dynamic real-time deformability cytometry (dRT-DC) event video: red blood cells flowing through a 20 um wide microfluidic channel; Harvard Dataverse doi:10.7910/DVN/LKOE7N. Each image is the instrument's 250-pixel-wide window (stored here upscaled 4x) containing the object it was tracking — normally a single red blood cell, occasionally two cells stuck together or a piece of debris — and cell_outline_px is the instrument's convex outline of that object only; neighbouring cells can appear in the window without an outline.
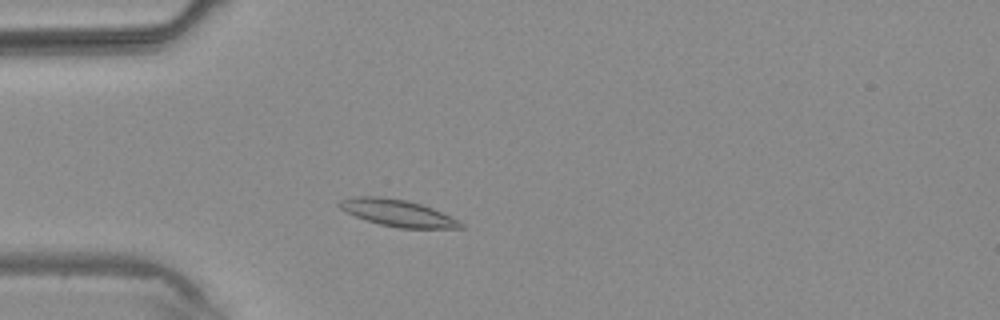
{"species": "common noctule bat (a hibernating species)", "species_latin": "Nyctalus noctula", "temperature_condition": "warm", "stored_images_in_passage": 1, "camera_frame_rate_fps": 3000, "um_per_image_px": 0.085, "animal": {"sex": "male", "body_mass_g": 20.4}, "frame": {"image": 1, "passage_image": 1, "time_ms": 0.0, "image_size_px": [1000, 320], "cell_outline_px": [[464, 228], [400, 228], [380, 224], [356, 216], [340, 208], [336, 204], [340, 200], [356, 196], [380, 196], [404, 200], [420, 204], [432, 208], [464, 224]], "centroid_in_image_um": [33.77, 18.1], "position_along_channel_um": 51.2, "area_um2": 18.5}}